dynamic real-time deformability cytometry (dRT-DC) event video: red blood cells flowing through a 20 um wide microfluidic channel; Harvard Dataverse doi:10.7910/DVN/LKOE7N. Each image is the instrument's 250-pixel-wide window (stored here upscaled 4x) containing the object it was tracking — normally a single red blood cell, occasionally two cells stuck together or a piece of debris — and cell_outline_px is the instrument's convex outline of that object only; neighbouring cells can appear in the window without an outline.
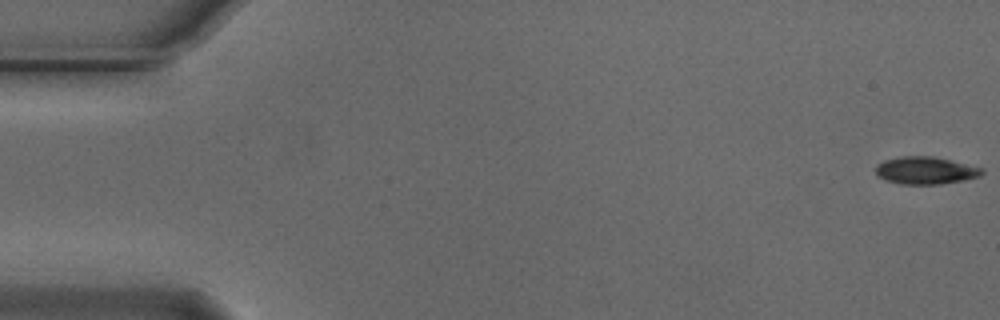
{"species": "Egyptian fruit bat (a non-hibernating species)", "species_latin": "Rousettus aegyptiacus", "temperature_condition": "cold", "stored_images_in_passage": 55, "camera_frame_rate_fps": 3000, "um_per_image_px": 0.085, "animal": {"sex": "male"}, "frame": {"image": 1, "passage_image": 1, "time_ms": 0.0, "image_size_px": [1000, 320], "cell_outline_px": [[984, 172], [980, 176], [964, 180], [940, 184], [900, 184], [884, 180], [876, 176], [876, 164], [884, 160], [900, 156], [932, 156], [984, 168]], "centroid_in_image_um": [78.64, 14.49], "position_along_channel_um": 6.4, "area_um2": 17.11}}
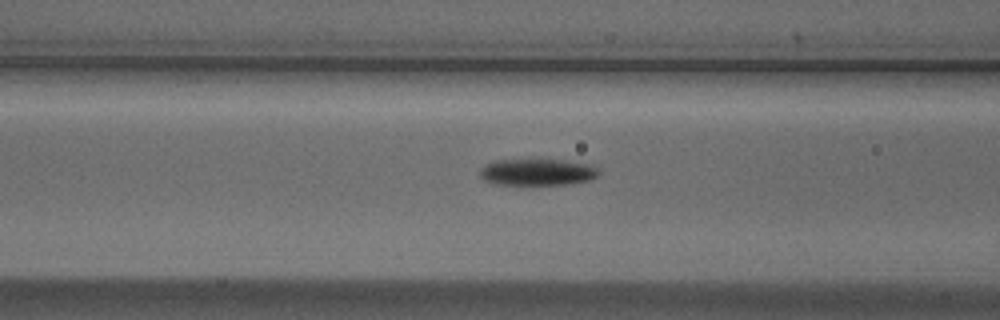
{"frame": {"image": 2, "passage_image": 22, "time_ms": 7.0, "image_size_px": [1000, 320], "cell_outline_px": [[600, 176], [592, 180], [568, 184], [496, 184], [484, 180], [480, 176], [480, 168], [484, 164], [492, 160], [528, 156], [540, 156], [592, 164], [600, 172]], "centroid_in_image_um": [45.67, 14.55], "position_along_channel_um": 120.9, "area_um2": 19.88}}
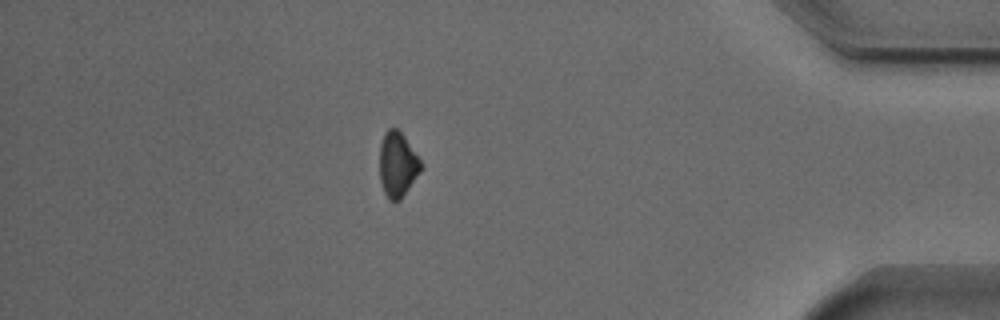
{"frame": {"image": 3, "passage_image": 48, "time_ms": 15.667, "image_size_px": [1000, 320], "cell_outline_px": [[424, 168], [400, 200], [388, 200], [384, 192], [380, 180], [380, 144], [384, 132], [388, 128], [396, 128], [404, 136], [420, 160]], "centroid_in_image_um": [33.79, 13.99], "position_along_channel_um": 401.4, "area_um2": 15.66}, "authors_computed_cell_mechanics": {"area_um2": 17.1666, "velocity_mm_per_s": 3.7439, "shape_relaxation_time_tau1_ms": 3.1151, "shape_relaxation_time_tau2_ms": null, "deformation_change_tau1": 0.1079, "deformation_change_tau2": null}}